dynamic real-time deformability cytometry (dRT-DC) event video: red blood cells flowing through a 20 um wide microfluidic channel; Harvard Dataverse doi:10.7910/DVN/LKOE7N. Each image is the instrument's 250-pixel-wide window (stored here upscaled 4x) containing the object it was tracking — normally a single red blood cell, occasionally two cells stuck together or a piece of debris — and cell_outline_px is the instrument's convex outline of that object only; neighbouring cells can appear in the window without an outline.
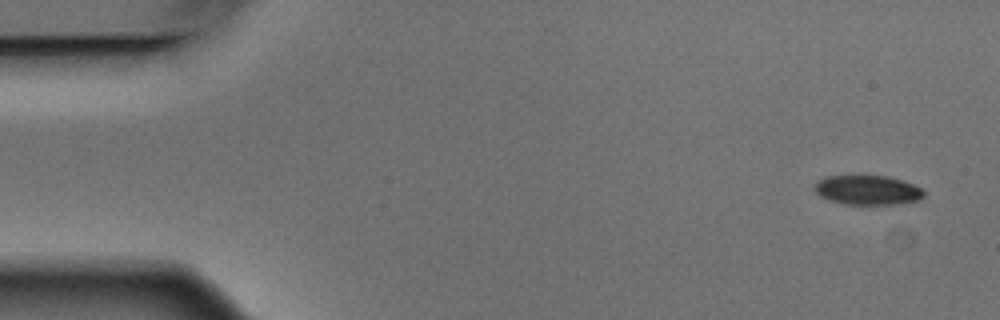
{"species": "Egyptian fruit bat (a non-hibernating species)", "species_latin": "Rousettus aegyptiacus", "temperature_condition": "warm", "stored_images_in_passage": 5, "camera_frame_rate_fps": 3000, "um_per_image_px": 0.085, "animal": {"sex": "male"}, "frame": {"image": 1, "passage_image": 1, "time_ms": 0.0, "image_size_px": [1000, 320], "cell_outline_px": [[924, 196], [920, 200], [900, 204], [844, 204], [828, 200], [820, 196], [812, 188], [820, 180], [828, 176], [888, 176], [912, 184], [920, 188], [924, 192]], "centroid_in_image_um": [73.74, 16.17], "position_along_channel_um": 11.3, "area_um2": 18.67}}
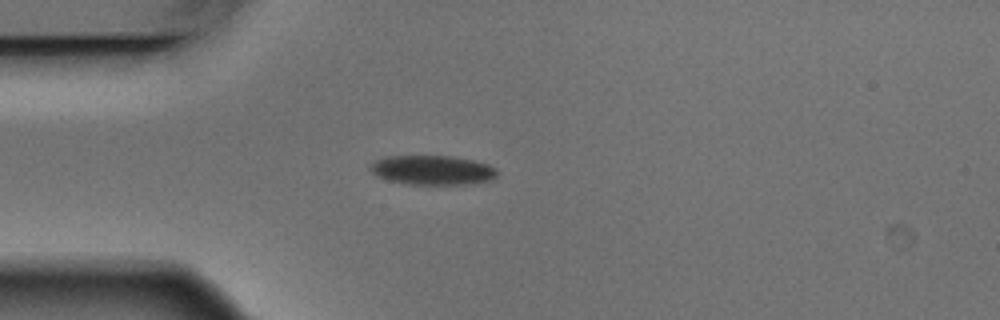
{"frame": {"image": 2, "passage_image": 4, "time_ms": 1.0, "image_size_px": [1000, 320], "cell_outline_px": [[496, 176], [492, 180], [468, 184], [408, 184], [388, 180], [376, 176], [368, 168], [372, 160], [384, 156], [452, 156], [472, 160], [488, 164], [496, 168]], "centroid_in_image_um": [36.7, 14.45], "position_along_channel_um": 48.3, "area_um2": 21.91}}